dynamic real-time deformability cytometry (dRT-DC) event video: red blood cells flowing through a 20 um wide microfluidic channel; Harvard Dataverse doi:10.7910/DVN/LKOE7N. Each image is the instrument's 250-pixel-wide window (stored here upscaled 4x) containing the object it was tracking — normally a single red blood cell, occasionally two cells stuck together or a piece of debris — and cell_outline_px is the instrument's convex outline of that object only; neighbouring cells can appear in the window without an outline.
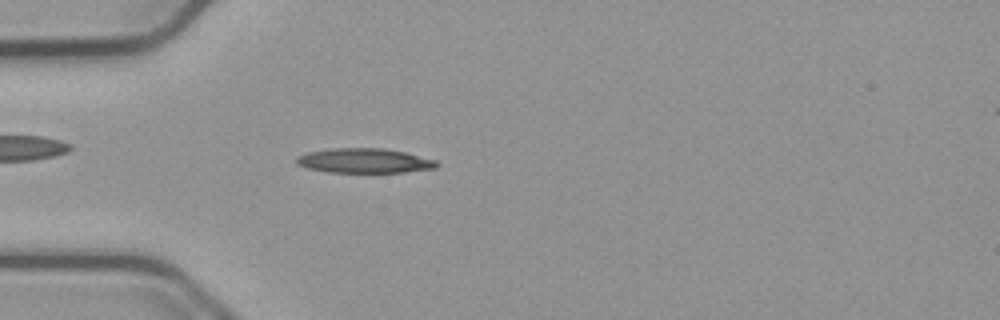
{"species": "common noctule bat (a hibernating species)", "species_latin": "Nyctalus noctula", "temperature_condition": "cold", "stored_images_in_passage": 54, "camera_frame_rate_fps": 3000, "um_per_image_px": 0.085, "animal": {"sex": "male", "body_mass_g": 23.1, "forearm_length_mm": 52.7}, "frame": {"image": 1, "passage_image": 15, "time_ms": 4.667, "image_size_px": [1000, 320], "cell_outline_px": [[440, 164], [436, 168], [404, 172], [328, 172], [308, 168], [296, 164], [296, 156], [308, 152], [332, 148], [384, 148], [404, 152], [436, 160]], "centroid_in_image_um": [30.97, 13.66], "position_along_channel_um": 54.0, "area_um2": 20.11}}
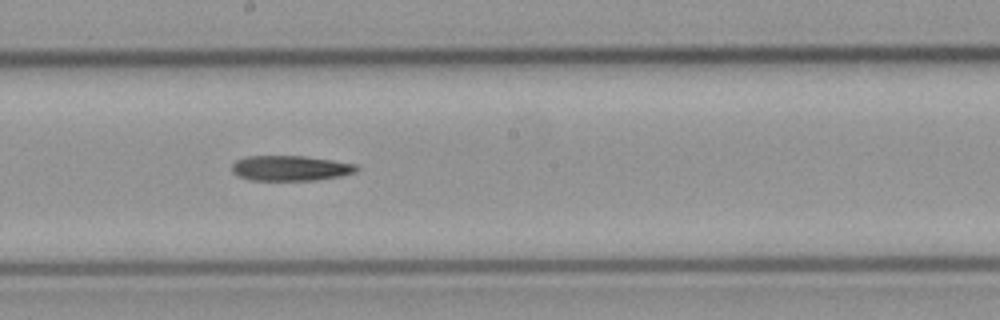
{"frame": {"image": 2, "passage_image": 29, "time_ms": 9.333, "image_size_px": [1000, 320], "cell_outline_px": [[360, 168], [356, 172], [340, 176], [316, 180], [248, 180], [236, 176], [232, 172], [232, 164], [236, 160], [248, 156], [304, 156], [332, 160], [356, 164]], "centroid_in_image_um": [24.67, 14.3], "position_along_channel_um": 223.5, "area_um2": 18.44}}
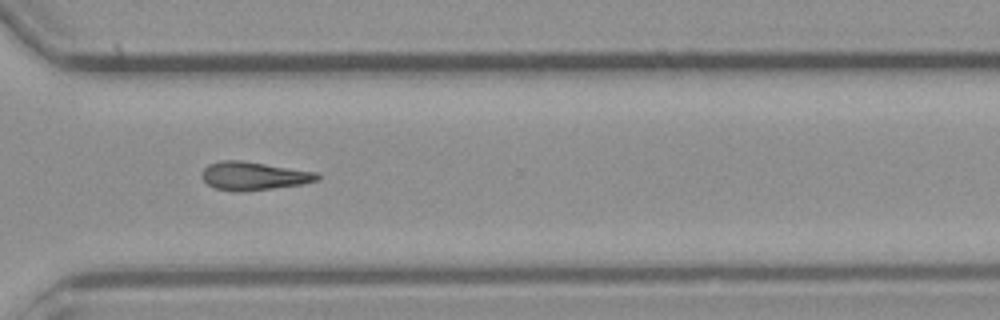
{"frame": {"image": 3, "passage_image": 39, "time_ms": 12.667, "image_size_px": [1000, 320], "cell_outline_px": [[320, 180], [304, 184], [244, 192], [232, 192], [212, 188], [200, 176], [200, 172], [208, 164], [220, 160], [240, 160], [316, 172], [320, 176]], "centroid_in_image_um": [21.52, 14.97], "position_along_channel_um": 349.1, "area_um2": 19.36}}